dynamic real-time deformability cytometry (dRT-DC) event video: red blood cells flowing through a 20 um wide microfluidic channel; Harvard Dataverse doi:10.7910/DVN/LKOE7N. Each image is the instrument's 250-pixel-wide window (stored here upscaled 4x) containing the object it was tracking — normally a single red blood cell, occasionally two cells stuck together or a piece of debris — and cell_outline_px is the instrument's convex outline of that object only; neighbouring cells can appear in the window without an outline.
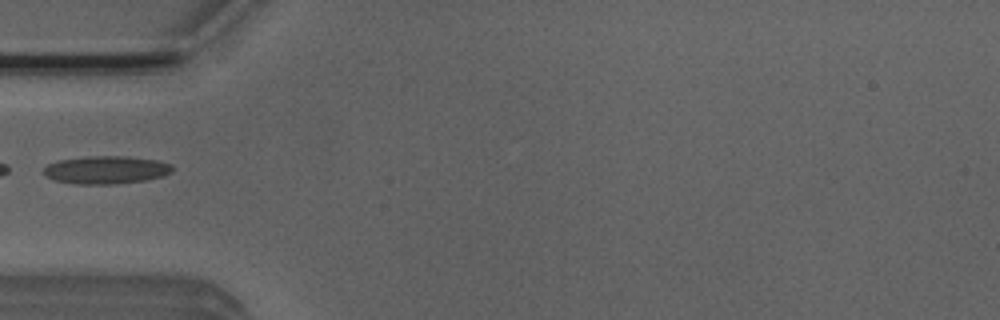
{"species": "Egyptian fruit bat (a non-hibernating species)", "species_latin": "Rousettus aegyptiacus", "temperature_condition": "room temperature", "stored_images_in_passage": 21, "camera_frame_rate_fps": 3000, "um_per_image_px": 0.085, "animal": {"sex": "male"}, "frame": {"image": 1, "passage_image": 1, "time_ms": 0.0, "image_size_px": [1000, 320], "cell_outline_px": [[172, 172], [164, 176], [148, 180], [116, 184], [76, 184], [56, 180], [44, 176], [44, 168], [48, 164], [56, 160], [88, 156], [128, 156], [156, 160], [172, 164]], "centroid_in_image_um": [9.03, 14.44], "position_along_channel_um": 76.0, "area_um2": 21.15}}
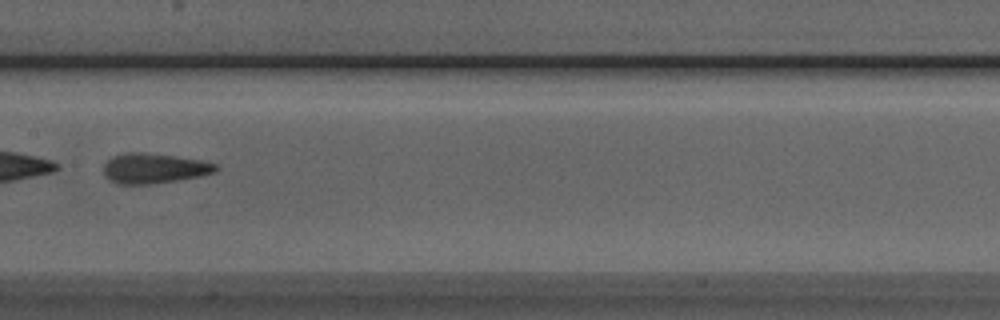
{"frame": {"image": 2, "passage_image": 10, "time_ms": 3.0, "image_size_px": [1000, 320], "cell_outline_px": [[220, 168], [216, 172], [200, 176], [176, 180], [148, 184], [116, 184], [108, 180], [104, 172], [104, 164], [112, 156], [128, 152], [140, 152], [172, 156], [200, 160], [216, 164]], "centroid_in_image_um": [13.08, 14.31], "position_along_channel_um": 194.3, "area_um2": 19.54}}